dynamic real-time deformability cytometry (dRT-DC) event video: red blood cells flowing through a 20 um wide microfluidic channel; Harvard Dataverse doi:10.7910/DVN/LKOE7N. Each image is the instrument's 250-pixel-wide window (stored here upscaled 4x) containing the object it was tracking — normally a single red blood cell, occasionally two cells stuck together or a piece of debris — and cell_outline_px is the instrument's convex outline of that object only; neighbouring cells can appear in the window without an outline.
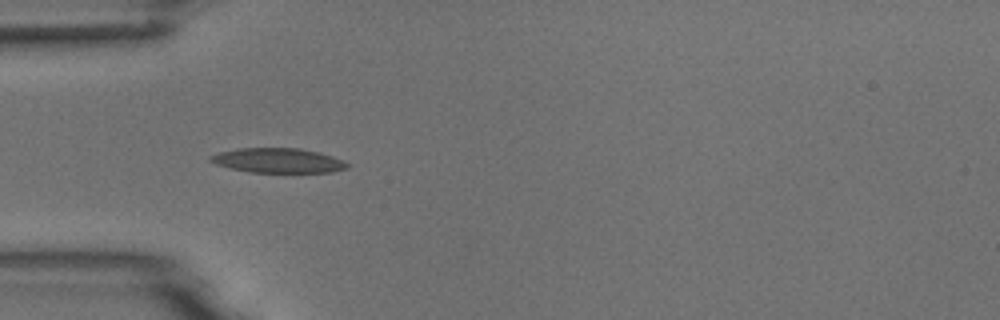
{"species": "common noctule bat (a hibernating species)", "species_latin": "Nyctalus noctula", "temperature_condition": "room temperature", "stored_images_in_passage": 15, "camera_frame_rate_fps": 3000, "um_per_image_px": 0.085, "animal": {"sex": "male", "body_mass_g": 18.8}, "frame": {"image": 1, "passage_image": 1, "time_ms": 0.0, "image_size_px": [1000, 320], "cell_outline_px": [[348, 168], [332, 172], [252, 172], [232, 168], [216, 164], [208, 160], [208, 156], [220, 152], [236, 148], [300, 148], [320, 152], [344, 160], [348, 164]], "centroid_in_image_um": [23.64, 13.63], "position_along_channel_um": 61.4, "area_um2": 19.65}}
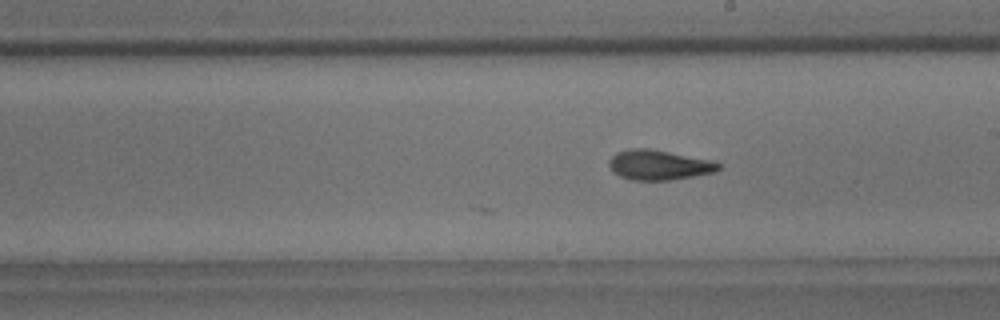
{"frame": {"image": 2, "passage_image": 15, "time_ms": 4.667, "image_size_px": [1000, 320], "cell_outline_px": [[724, 164], [716, 172], [668, 180], [632, 180], [620, 176], [612, 172], [608, 164], [608, 160], [616, 152], [628, 148], [648, 148], [708, 160]], "centroid_in_image_um": [55.96, 14.02], "position_along_channel_um": 233.0, "area_um2": 19.02}}